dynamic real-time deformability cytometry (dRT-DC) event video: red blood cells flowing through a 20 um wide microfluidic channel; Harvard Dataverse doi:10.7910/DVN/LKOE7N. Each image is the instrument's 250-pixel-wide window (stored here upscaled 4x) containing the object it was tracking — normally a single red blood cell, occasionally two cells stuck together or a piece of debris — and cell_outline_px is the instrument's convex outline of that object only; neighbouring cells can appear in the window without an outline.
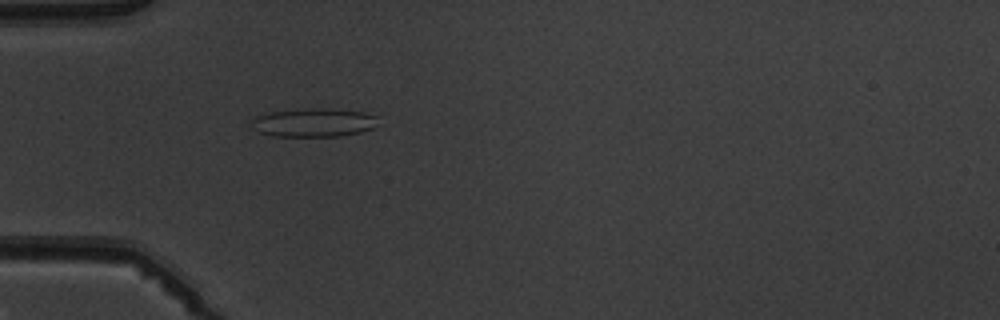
{"species": "common noctule bat (a hibernating species)", "species_latin": "Nyctalus noctula", "temperature_condition": "warm", "stored_images_in_passage": 4, "camera_frame_rate_fps": 3000, "um_per_image_px": 0.085, "animal": {"sex": "male", "body_mass_g": 19.5, "forearm_length_mm": 54.6}, "frame": {"image": 1, "passage_image": 4, "time_ms": 3.333, "image_size_px": [1000, 320], "cell_outline_px": [[376, 116], [372, 128], [360, 132], [340, 136], [272, 136], [260, 132], [252, 128], [252, 120], [256, 116], [268, 112], [308, 108], [324, 108], [364, 112]], "centroid_in_image_um": [26.6, 10.41], "position_along_channel_um": 58.4, "area_um2": 20.87}}